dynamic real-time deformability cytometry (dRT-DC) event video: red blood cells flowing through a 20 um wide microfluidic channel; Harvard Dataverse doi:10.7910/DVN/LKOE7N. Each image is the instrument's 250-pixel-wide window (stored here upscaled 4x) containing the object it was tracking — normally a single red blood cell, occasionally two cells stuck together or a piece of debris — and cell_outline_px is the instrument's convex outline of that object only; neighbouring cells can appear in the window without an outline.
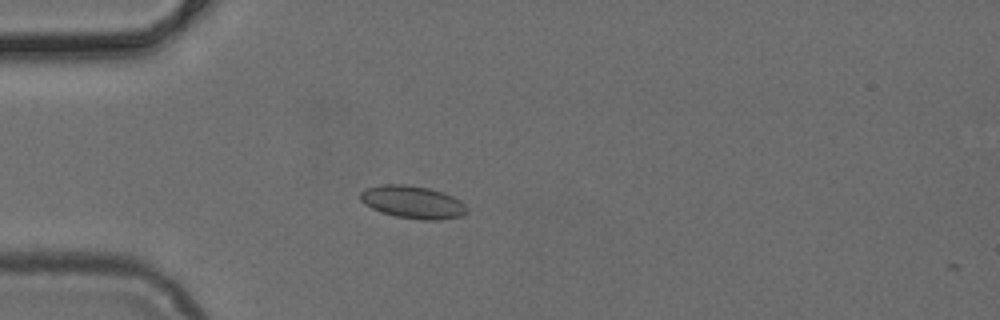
{"species": "common noctule bat (a hibernating species)", "species_latin": "Nyctalus noctula", "temperature_condition": "cold", "stored_images_in_passage": 3, "camera_frame_rate_fps": 3000, "um_per_image_px": 0.085, "animal": {"sex": "female", "body_mass_g": 24.6, "forearm_length_mm": 56.2}, "frame": {"image": 1, "passage_image": 1, "time_ms": 0.0, "image_size_px": [1000, 320], "cell_outline_px": [[468, 212], [460, 216], [440, 220], [420, 220], [396, 216], [372, 208], [364, 204], [360, 200], [360, 192], [368, 188], [380, 184], [408, 184], [428, 188], [444, 192], [460, 200], [468, 208]], "centroid_in_image_um": [35.1, 17.17], "position_along_channel_um": 49.9, "area_um2": 20.35}}